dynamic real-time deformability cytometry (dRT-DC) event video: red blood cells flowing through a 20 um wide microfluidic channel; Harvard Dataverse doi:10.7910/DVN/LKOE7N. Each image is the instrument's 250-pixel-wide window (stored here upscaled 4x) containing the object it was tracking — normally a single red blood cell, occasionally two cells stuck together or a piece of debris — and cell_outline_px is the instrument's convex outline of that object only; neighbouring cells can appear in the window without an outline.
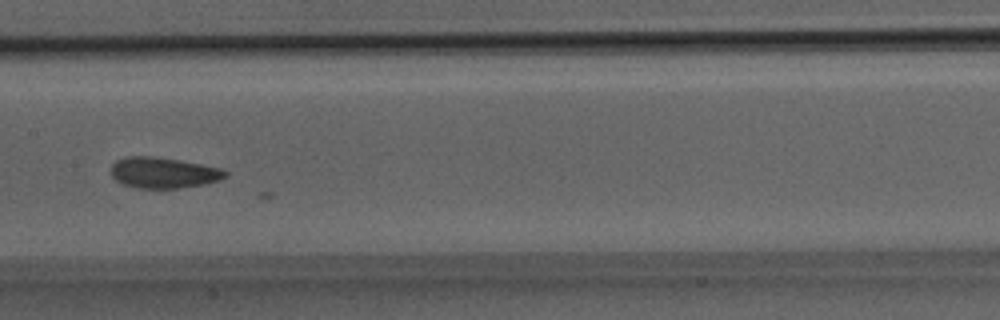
{"species": "Egyptian fruit bat (a non-hibernating species)", "species_latin": "Rousettus aegyptiacus", "temperature_condition": "room temperature", "stored_images_in_passage": 22, "camera_frame_rate_fps": 3000, "um_per_image_px": 0.085, "animal": {"sex": "male"}, "frame": {"image": 1, "passage_image": 15, "time_ms": 4.667, "image_size_px": [1000, 320], "cell_outline_px": [[228, 176], [220, 180], [204, 184], [180, 188], [136, 188], [124, 184], [116, 180], [112, 176], [112, 164], [116, 160], [124, 156], [152, 156], [180, 160], [220, 168], [228, 172]], "centroid_in_image_um": [13.89, 14.68], "position_along_channel_um": 193.5, "area_um2": 20.58}}
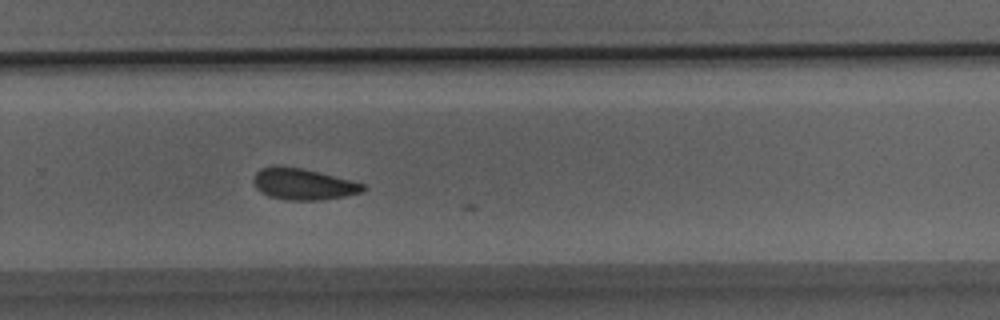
{"frame": {"image": 2, "passage_image": 20, "time_ms": 6.333, "image_size_px": [1000, 320], "cell_outline_px": [[364, 192], [344, 196], [320, 200], [288, 200], [268, 196], [260, 192], [256, 188], [252, 180], [256, 172], [260, 168], [304, 168], [352, 180], [364, 184]], "centroid_in_image_um": [25.79, 15.67], "position_along_channel_um": 304.0, "area_um2": 19.71}}